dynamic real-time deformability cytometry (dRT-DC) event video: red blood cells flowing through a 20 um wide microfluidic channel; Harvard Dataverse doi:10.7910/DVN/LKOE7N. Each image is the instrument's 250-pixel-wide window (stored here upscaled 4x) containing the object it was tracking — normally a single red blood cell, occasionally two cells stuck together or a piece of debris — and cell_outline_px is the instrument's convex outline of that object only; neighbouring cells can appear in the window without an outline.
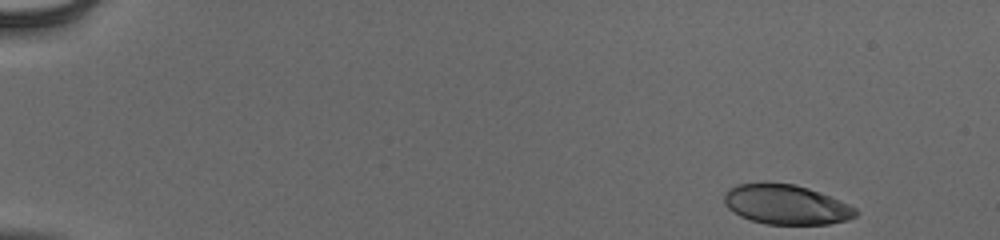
{"species": "human", "species_latin": "Homo sapiens", "temperature_condition": "cold", "stored_images_in_passage": 50, "camera_frame_rate_fps": 3000, "um_per_image_px": 0.085, "donor": {"sex": "male"}, "frame": {"image": 1, "passage_image": 1, "time_ms": 0.0, "image_size_px": [1000, 240], "cell_outline_px": [[860, 212], [856, 216], [848, 220], [828, 224], [764, 224], [740, 216], [728, 208], [724, 204], [724, 192], [728, 188], [736, 184], [764, 180], [796, 184], [808, 188], [848, 204], [856, 208]], "centroid_in_image_um": [66.77, 17.35], "position_along_channel_um": 18.2, "area_um2": 31.04}}
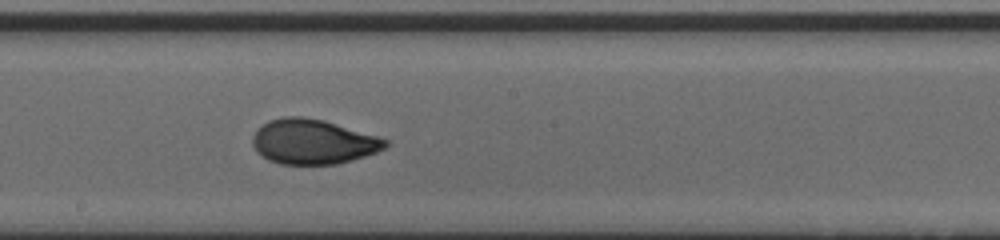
{"frame": {"image": 2, "passage_image": 28, "time_ms": 9.0, "image_size_px": [1000, 240], "cell_outline_px": [[388, 144], [384, 148], [376, 152], [352, 160], [336, 164], [280, 164], [268, 160], [256, 152], [252, 144], [252, 136], [256, 128], [268, 120], [284, 116], [300, 116], [324, 120], [376, 136], [388, 140]], "centroid_in_image_um": [26.54, 12.04], "position_along_channel_um": 221.7, "area_um2": 34.74}}
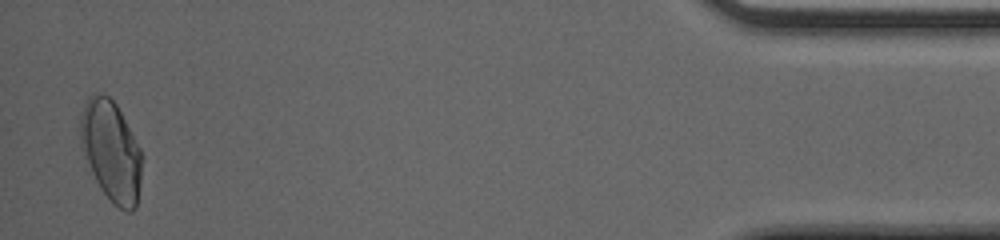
{"frame": {"image": 3, "passage_image": 49, "time_ms": 16.0, "image_size_px": [1000, 240], "cell_outline_px": [[144, 156], [136, 208], [132, 212], [128, 212], [112, 204], [100, 188], [92, 172], [80, 140], [80, 116], [84, 104], [88, 96], [92, 92], [96, 92], [108, 96], [116, 104], [140, 148]], "centroid_in_image_um": [9.47, 12.84], "position_along_channel_um": 425.7, "area_um2": 36.07}, "authors_computed_cell_mechanics": {"area_um2": 33.7552, "velocity_mm_per_s": 3.943, "shape_relaxation_time_tau1_ms": 5.9607, "shape_relaxation_time_tau2_ms": 0.8574, "deformation_change_tau1": 0.1904, "deformation_change_tau2": 0.0505}}